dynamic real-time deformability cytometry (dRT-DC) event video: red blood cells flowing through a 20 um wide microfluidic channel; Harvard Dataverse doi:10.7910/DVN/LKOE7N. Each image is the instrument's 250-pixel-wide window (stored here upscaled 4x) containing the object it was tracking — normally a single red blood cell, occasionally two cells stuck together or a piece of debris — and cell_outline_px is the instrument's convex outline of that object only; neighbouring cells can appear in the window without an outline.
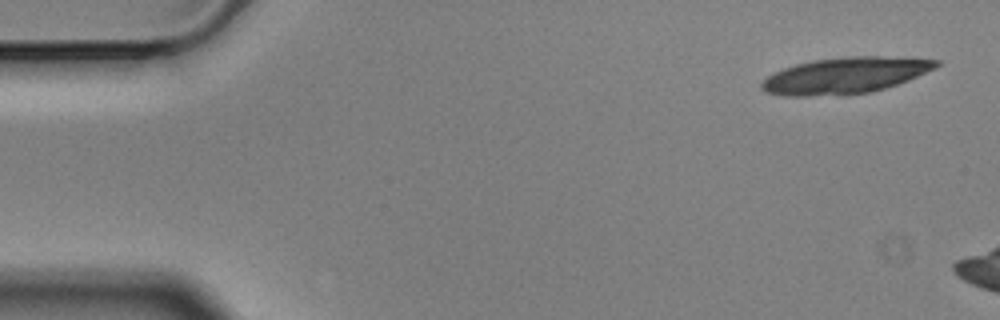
{"species": "Egyptian fruit bat (a non-hibernating species)", "species_latin": "Rousettus aegyptiacus", "temperature_condition": "cold", "stored_images_in_passage": 3, "camera_frame_rate_fps": 3000, "um_per_image_px": 0.085, "animal": {"sex": "male"}, "frame": {"image": 1, "passage_image": 1, "time_ms": 0.0, "image_size_px": [1000, 320], "cell_outline_px": [[940, 64], [936, 68], [908, 80], [872, 92], [808, 96], [784, 96], [764, 92], [760, 88], [760, 84], [768, 76], [784, 68], [796, 64], [812, 60], [852, 56], [880, 56], [940, 60]], "centroid_in_image_um": [71.83, 6.41], "position_along_channel_um": 13.2, "area_um2": 36.47}}